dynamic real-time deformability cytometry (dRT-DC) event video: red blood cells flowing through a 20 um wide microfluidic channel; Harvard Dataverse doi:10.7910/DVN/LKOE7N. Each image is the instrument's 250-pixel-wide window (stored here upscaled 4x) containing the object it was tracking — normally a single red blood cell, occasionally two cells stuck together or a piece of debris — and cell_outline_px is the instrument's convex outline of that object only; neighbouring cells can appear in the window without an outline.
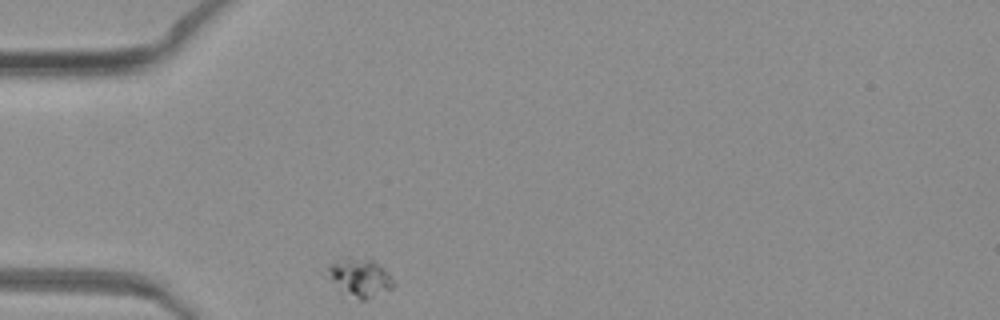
{"species": "common noctule bat (a hibernating species)", "species_latin": "Nyctalus noctula", "temperature_condition": "warm", "stored_images_in_passage": 29, "camera_frame_rate_fps": 3000, "um_per_image_px": 0.085, "animal": {"sex": "female", "body_mass_g": 19.3, "forearm_length_mm": 54.1}, "frame": {"image": 1, "passage_image": 1, "time_ms": 0.0, "image_size_px": [1000, 320], "cell_outline_px": [[392, 288], [364, 300], [360, 300], [340, 292], [324, 276], [328, 264], [348, 256], [372, 260], [384, 268], [388, 272], [392, 280]], "centroid_in_image_um": [30.47, 23.58], "position_along_channel_um": 54.5, "area_um2": 14.97}}
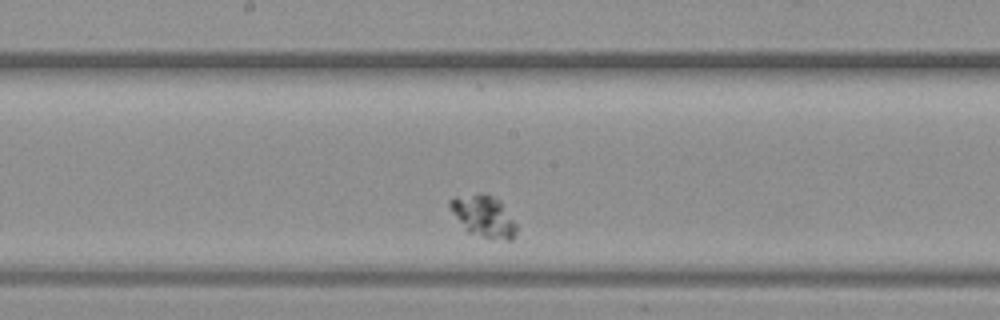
{"frame": {"image": 2, "passage_image": 14, "time_ms": 4.333, "image_size_px": [1000, 320], "cell_outline_px": [[516, 232], [512, 240], [508, 240], [484, 236], [464, 232], [452, 212], [448, 204], [448, 200], [456, 196], [480, 192], [484, 192], [496, 196], [500, 200], [516, 224]], "centroid_in_image_um": [41.06, 18.33], "position_along_channel_um": 207.1, "area_um2": 16.42}}
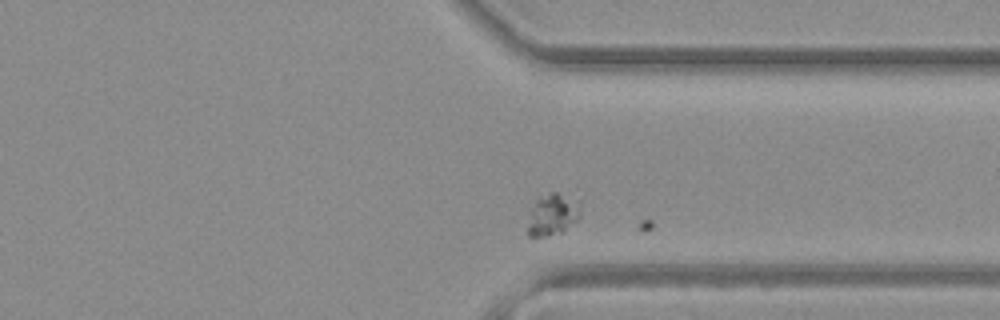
{"frame": {"image": 3, "passage_image": 26, "time_ms": 8.333, "image_size_px": [1000, 320], "cell_outline_px": [[580, 216], [564, 232], [544, 236], [528, 236], [528, 224], [532, 208], [536, 200], [540, 196], [548, 192], [556, 192], [580, 200]], "centroid_in_image_um": [47.0, 18.22], "position_along_channel_um": 364.4, "area_um2": 12.83}}